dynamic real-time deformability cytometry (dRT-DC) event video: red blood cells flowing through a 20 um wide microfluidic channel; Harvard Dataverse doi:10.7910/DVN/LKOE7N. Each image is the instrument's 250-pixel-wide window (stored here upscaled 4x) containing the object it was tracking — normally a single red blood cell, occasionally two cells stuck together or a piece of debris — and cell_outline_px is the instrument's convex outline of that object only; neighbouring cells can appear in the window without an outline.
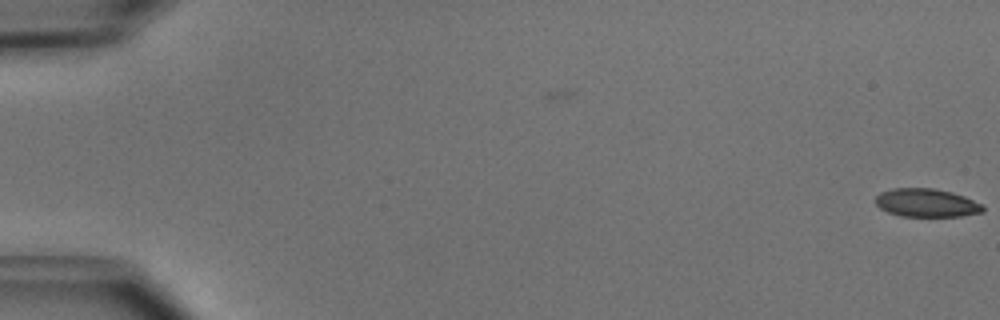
{"species": "common noctule bat (a hibernating species)", "species_latin": "Nyctalus noctula", "temperature_condition": "cold", "stored_images_in_passage": 5, "camera_frame_rate_fps": 3000, "um_per_image_px": 0.085, "animal": {"sex": "male", "body_mass_g": 15.6}, "frame": {"image": 1, "passage_image": 5, "time_ms": 1.333, "image_size_px": [1000, 320], "cell_outline_px": [[984, 212], [960, 216], [900, 216], [888, 212], [880, 208], [876, 204], [876, 196], [880, 192], [892, 188], [932, 188], [952, 192], [964, 196], [984, 204]], "centroid_in_image_um": [78.77, 17.24], "position_along_channel_um": 6.2, "area_um2": 17.8}}